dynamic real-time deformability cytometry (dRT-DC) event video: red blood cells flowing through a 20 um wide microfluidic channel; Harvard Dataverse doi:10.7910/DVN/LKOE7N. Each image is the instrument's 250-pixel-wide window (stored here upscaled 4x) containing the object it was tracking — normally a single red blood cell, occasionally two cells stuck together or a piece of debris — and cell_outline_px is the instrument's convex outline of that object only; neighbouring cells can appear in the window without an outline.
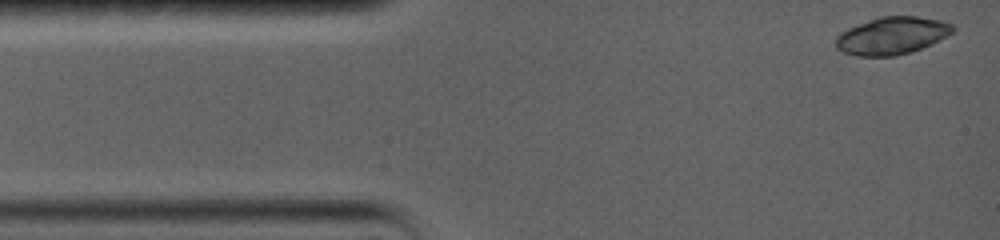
{"species": "common noctule bat (a hibernating species)", "species_latin": "Nyctalus noctula", "temperature_condition": "warm", "stored_images_in_passage": 6, "camera_frame_rate_fps": 5000, "um_per_image_px": 0.085, "animal": {"sex": "female", "body_mass_g": 19.0, "forearm_length_mm": 56.7}, "frame": {"image": 1, "passage_image": 1, "time_ms": 0.0, "image_size_px": [1000, 240], "cell_outline_px": [[956, 28], [952, 32], [912, 52], [896, 56], [856, 56], [844, 52], [836, 48], [836, 36], [840, 32], [848, 28], [880, 16], [916, 16], [940, 20], [952, 24]], "centroid_in_image_um": [75.77, 3.03], "position_along_channel_um": 9.2, "area_um2": 25.26}}
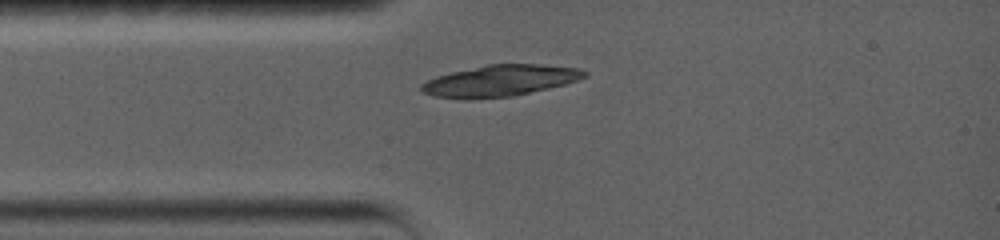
{"frame": {"image": 2, "passage_image": 6, "time_ms": 2.8, "image_size_px": [1000, 240], "cell_outline_px": [[588, 76], [564, 84], [548, 88], [512, 96], [468, 100], [436, 96], [424, 92], [420, 88], [420, 84], [436, 76], [452, 72], [488, 64], [540, 64], [580, 68], [588, 72]], "centroid_in_image_um": [42.51, 6.86], "position_along_channel_um": 42.5, "area_um2": 29.65}}